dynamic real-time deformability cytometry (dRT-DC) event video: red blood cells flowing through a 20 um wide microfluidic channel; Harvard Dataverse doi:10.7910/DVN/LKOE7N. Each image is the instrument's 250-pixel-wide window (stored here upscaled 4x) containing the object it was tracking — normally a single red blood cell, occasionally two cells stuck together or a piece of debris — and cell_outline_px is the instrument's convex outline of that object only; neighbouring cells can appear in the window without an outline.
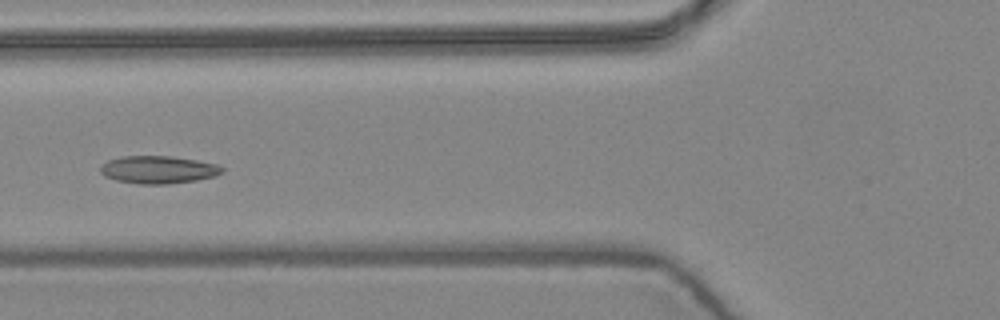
{"species": "common noctule bat (a hibernating species)", "species_latin": "Nyctalus noctula", "temperature_condition": "warm", "stored_images_in_passage": 8, "camera_frame_rate_fps": 3000, "um_per_image_px": 0.085, "animal": {"sex": "female", "body_mass_g": 24.6, "forearm_length_mm": 56.2}, "frame": {"image": 1, "passage_image": 6, "time_ms": 1.667, "image_size_px": [1000, 320], "cell_outline_px": [[224, 172], [212, 176], [196, 180], [168, 184], [140, 184], [116, 180], [104, 176], [100, 172], [100, 164], [108, 160], [120, 156], [172, 156], [196, 160], [216, 164], [224, 168]], "centroid_in_image_um": [13.41, 14.41], "position_along_channel_um": 112.4, "area_um2": 19.65}}
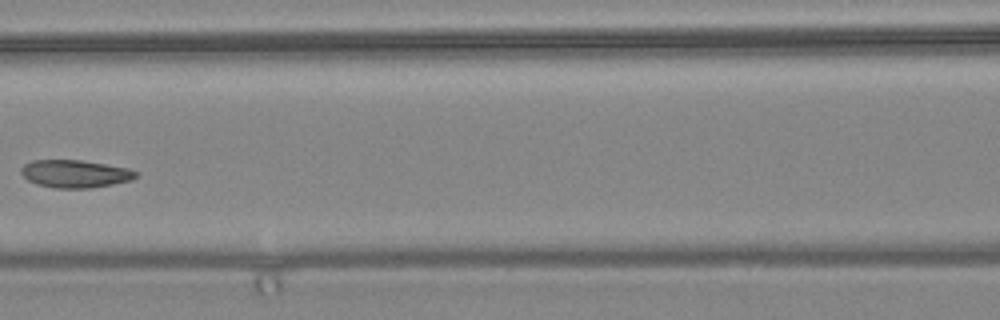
{"frame": {"image": 2, "passage_image": 7, "time_ms": 2.0, "image_size_px": [1000, 320], "cell_outline_px": [[140, 172], [132, 180], [92, 188], [56, 188], [36, 184], [28, 180], [20, 172], [20, 168], [24, 164], [32, 160], [80, 160], [128, 168]], "centroid_in_image_um": [6.38, 14.77], "position_along_channel_um": 160.2, "area_um2": 18.55}}
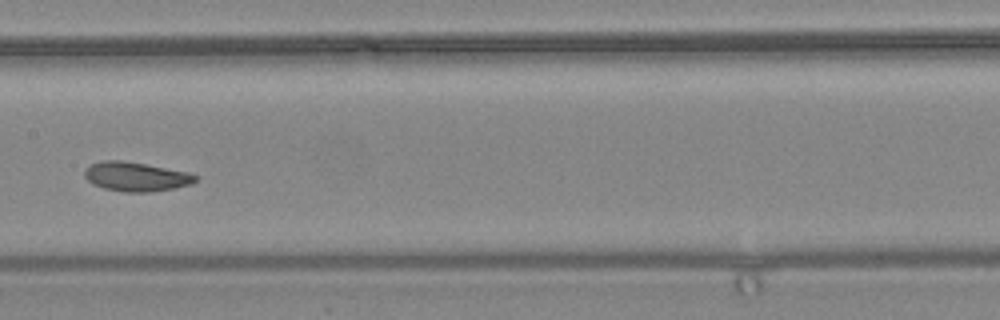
{"frame": {"image": 3, "passage_image": 8, "time_ms": 2.333, "image_size_px": [1000, 320], "cell_outline_px": [[200, 176], [192, 184], [172, 188], [148, 192], [124, 192], [104, 188], [92, 184], [84, 176], [84, 168], [92, 164], [104, 160], [120, 160], [144, 164], [188, 172]], "centroid_in_image_um": [11.55, 15.01], "position_along_channel_um": 195.9, "area_um2": 18.79}}